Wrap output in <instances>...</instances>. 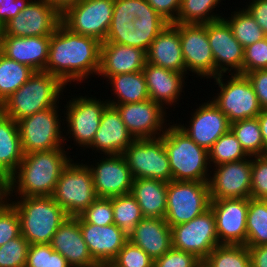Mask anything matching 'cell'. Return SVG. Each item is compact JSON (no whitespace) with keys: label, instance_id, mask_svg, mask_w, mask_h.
Instances as JSON below:
<instances>
[{"label":"cell","instance_id":"6f0895ef","mask_svg":"<svg viewBox=\"0 0 267 267\" xmlns=\"http://www.w3.org/2000/svg\"><path fill=\"white\" fill-rule=\"evenodd\" d=\"M247 247L251 256V267H267V245Z\"/></svg>","mask_w":267,"mask_h":267},{"label":"cell","instance_id":"7a4b0ae2","mask_svg":"<svg viewBox=\"0 0 267 267\" xmlns=\"http://www.w3.org/2000/svg\"><path fill=\"white\" fill-rule=\"evenodd\" d=\"M70 149L68 146L67 151L62 147L25 154L10 177V197L52 196L62 171L72 160Z\"/></svg>","mask_w":267,"mask_h":267},{"label":"cell","instance_id":"b9f144b4","mask_svg":"<svg viewBox=\"0 0 267 267\" xmlns=\"http://www.w3.org/2000/svg\"><path fill=\"white\" fill-rule=\"evenodd\" d=\"M29 246L22 235L0 246V267H25Z\"/></svg>","mask_w":267,"mask_h":267},{"label":"cell","instance_id":"d6a6232c","mask_svg":"<svg viewBox=\"0 0 267 267\" xmlns=\"http://www.w3.org/2000/svg\"><path fill=\"white\" fill-rule=\"evenodd\" d=\"M169 24L151 5L142 0V12L134 19V47L147 52L156 36Z\"/></svg>","mask_w":267,"mask_h":267},{"label":"cell","instance_id":"277c9868","mask_svg":"<svg viewBox=\"0 0 267 267\" xmlns=\"http://www.w3.org/2000/svg\"><path fill=\"white\" fill-rule=\"evenodd\" d=\"M15 197H11L10 204L18 213L21 235L30 245L50 244L59 226L69 217L65 210L52 196Z\"/></svg>","mask_w":267,"mask_h":267},{"label":"cell","instance_id":"ee69618b","mask_svg":"<svg viewBox=\"0 0 267 267\" xmlns=\"http://www.w3.org/2000/svg\"><path fill=\"white\" fill-rule=\"evenodd\" d=\"M79 217L85 223L108 226L114 223L112 198H97Z\"/></svg>","mask_w":267,"mask_h":267},{"label":"cell","instance_id":"94428289","mask_svg":"<svg viewBox=\"0 0 267 267\" xmlns=\"http://www.w3.org/2000/svg\"><path fill=\"white\" fill-rule=\"evenodd\" d=\"M257 119L261 128L262 140L264 143V154H267V109H262Z\"/></svg>","mask_w":267,"mask_h":267},{"label":"cell","instance_id":"9c48e42d","mask_svg":"<svg viewBox=\"0 0 267 267\" xmlns=\"http://www.w3.org/2000/svg\"><path fill=\"white\" fill-rule=\"evenodd\" d=\"M58 108L59 105L38 111L17 122L24 155L65 147L64 128L62 129L64 119L61 120L63 116Z\"/></svg>","mask_w":267,"mask_h":267},{"label":"cell","instance_id":"5bb4252c","mask_svg":"<svg viewBox=\"0 0 267 267\" xmlns=\"http://www.w3.org/2000/svg\"><path fill=\"white\" fill-rule=\"evenodd\" d=\"M61 23V12L47 0H31L2 28L0 36H51Z\"/></svg>","mask_w":267,"mask_h":267},{"label":"cell","instance_id":"680465c9","mask_svg":"<svg viewBox=\"0 0 267 267\" xmlns=\"http://www.w3.org/2000/svg\"><path fill=\"white\" fill-rule=\"evenodd\" d=\"M10 177L0 170V208L10 203Z\"/></svg>","mask_w":267,"mask_h":267},{"label":"cell","instance_id":"816d5d0a","mask_svg":"<svg viewBox=\"0 0 267 267\" xmlns=\"http://www.w3.org/2000/svg\"><path fill=\"white\" fill-rule=\"evenodd\" d=\"M245 75L252 84L262 109H267V69L250 71Z\"/></svg>","mask_w":267,"mask_h":267},{"label":"cell","instance_id":"f6af8a7d","mask_svg":"<svg viewBox=\"0 0 267 267\" xmlns=\"http://www.w3.org/2000/svg\"><path fill=\"white\" fill-rule=\"evenodd\" d=\"M251 198L267 200V154L252 157Z\"/></svg>","mask_w":267,"mask_h":267},{"label":"cell","instance_id":"681fc988","mask_svg":"<svg viewBox=\"0 0 267 267\" xmlns=\"http://www.w3.org/2000/svg\"><path fill=\"white\" fill-rule=\"evenodd\" d=\"M142 12V0H114L111 22H133Z\"/></svg>","mask_w":267,"mask_h":267},{"label":"cell","instance_id":"9f6ffc18","mask_svg":"<svg viewBox=\"0 0 267 267\" xmlns=\"http://www.w3.org/2000/svg\"><path fill=\"white\" fill-rule=\"evenodd\" d=\"M248 3L244 8L250 13L267 35V0H251Z\"/></svg>","mask_w":267,"mask_h":267},{"label":"cell","instance_id":"4dcf8cb0","mask_svg":"<svg viewBox=\"0 0 267 267\" xmlns=\"http://www.w3.org/2000/svg\"><path fill=\"white\" fill-rule=\"evenodd\" d=\"M23 156L18 123L0 111V170L11 177Z\"/></svg>","mask_w":267,"mask_h":267},{"label":"cell","instance_id":"be15d7a7","mask_svg":"<svg viewBox=\"0 0 267 267\" xmlns=\"http://www.w3.org/2000/svg\"><path fill=\"white\" fill-rule=\"evenodd\" d=\"M198 267H208L204 262H201V264Z\"/></svg>","mask_w":267,"mask_h":267},{"label":"cell","instance_id":"8d00e7d4","mask_svg":"<svg viewBox=\"0 0 267 267\" xmlns=\"http://www.w3.org/2000/svg\"><path fill=\"white\" fill-rule=\"evenodd\" d=\"M246 246L267 245V200L248 198Z\"/></svg>","mask_w":267,"mask_h":267},{"label":"cell","instance_id":"e575fe53","mask_svg":"<svg viewBox=\"0 0 267 267\" xmlns=\"http://www.w3.org/2000/svg\"><path fill=\"white\" fill-rule=\"evenodd\" d=\"M223 0H181L177 20L178 24H205L221 19L222 12L214 13Z\"/></svg>","mask_w":267,"mask_h":267},{"label":"cell","instance_id":"f1b7e54d","mask_svg":"<svg viewBox=\"0 0 267 267\" xmlns=\"http://www.w3.org/2000/svg\"><path fill=\"white\" fill-rule=\"evenodd\" d=\"M128 240L155 261L172 248L171 227L164 218L144 217L134 227Z\"/></svg>","mask_w":267,"mask_h":267},{"label":"cell","instance_id":"2e32d148","mask_svg":"<svg viewBox=\"0 0 267 267\" xmlns=\"http://www.w3.org/2000/svg\"><path fill=\"white\" fill-rule=\"evenodd\" d=\"M129 133L134 139L161 137L168 125L166 109L151 99L137 103L115 105ZM166 122V123H165Z\"/></svg>","mask_w":267,"mask_h":267},{"label":"cell","instance_id":"bcb514c9","mask_svg":"<svg viewBox=\"0 0 267 267\" xmlns=\"http://www.w3.org/2000/svg\"><path fill=\"white\" fill-rule=\"evenodd\" d=\"M267 69V37L244 48L243 75Z\"/></svg>","mask_w":267,"mask_h":267},{"label":"cell","instance_id":"91938a15","mask_svg":"<svg viewBox=\"0 0 267 267\" xmlns=\"http://www.w3.org/2000/svg\"><path fill=\"white\" fill-rule=\"evenodd\" d=\"M48 267H71L68 261L59 252L52 249L50 244Z\"/></svg>","mask_w":267,"mask_h":267},{"label":"cell","instance_id":"6125c7cd","mask_svg":"<svg viewBox=\"0 0 267 267\" xmlns=\"http://www.w3.org/2000/svg\"><path fill=\"white\" fill-rule=\"evenodd\" d=\"M60 12H62L68 6L79 2L80 0H47Z\"/></svg>","mask_w":267,"mask_h":267},{"label":"cell","instance_id":"d6986e66","mask_svg":"<svg viewBox=\"0 0 267 267\" xmlns=\"http://www.w3.org/2000/svg\"><path fill=\"white\" fill-rule=\"evenodd\" d=\"M101 156L96 163L88 165L93 175L97 197L113 198L130 194L133 177L123 155L110 154Z\"/></svg>","mask_w":267,"mask_h":267},{"label":"cell","instance_id":"f35d334b","mask_svg":"<svg viewBox=\"0 0 267 267\" xmlns=\"http://www.w3.org/2000/svg\"><path fill=\"white\" fill-rule=\"evenodd\" d=\"M113 218L116 224L127 236L144 218L137 200L130 194L112 198Z\"/></svg>","mask_w":267,"mask_h":267},{"label":"cell","instance_id":"e0dca14e","mask_svg":"<svg viewBox=\"0 0 267 267\" xmlns=\"http://www.w3.org/2000/svg\"><path fill=\"white\" fill-rule=\"evenodd\" d=\"M251 158L213 166L208 182L210 200L251 198Z\"/></svg>","mask_w":267,"mask_h":267},{"label":"cell","instance_id":"ac0fdd59","mask_svg":"<svg viewBox=\"0 0 267 267\" xmlns=\"http://www.w3.org/2000/svg\"><path fill=\"white\" fill-rule=\"evenodd\" d=\"M220 245H246L248 198L211 200Z\"/></svg>","mask_w":267,"mask_h":267},{"label":"cell","instance_id":"8992f818","mask_svg":"<svg viewBox=\"0 0 267 267\" xmlns=\"http://www.w3.org/2000/svg\"><path fill=\"white\" fill-rule=\"evenodd\" d=\"M213 79L220 89L214 98L209 99L227 116L230 123L256 118L260 114L262 107L246 75L220 74Z\"/></svg>","mask_w":267,"mask_h":267},{"label":"cell","instance_id":"7bdbcfd3","mask_svg":"<svg viewBox=\"0 0 267 267\" xmlns=\"http://www.w3.org/2000/svg\"><path fill=\"white\" fill-rule=\"evenodd\" d=\"M109 265L111 267H154V260L128 240Z\"/></svg>","mask_w":267,"mask_h":267},{"label":"cell","instance_id":"74e56055","mask_svg":"<svg viewBox=\"0 0 267 267\" xmlns=\"http://www.w3.org/2000/svg\"><path fill=\"white\" fill-rule=\"evenodd\" d=\"M230 130L248 156L264 155V143L257 117L232 122Z\"/></svg>","mask_w":267,"mask_h":267},{"label":"cell","instance_id":"ffe728a7","mask_svg":"<svg viewBox=\"0 0 267 267\" xmlns=\"http://www.w3.org/2000/svg\"><path fill=\"white\" fill-rule=\"evenodd\" d=\"M207 36L214 57L215 77L220 74H243L244 47L234 37L223 19L207 23Z\"/></svg>","mask_w":267,"mask_h":267},{"label":"cell","instance_id":"60d3db41","mask_svg":"<svg viewBox=\"0 0 267 267\" xmlns=\"http://www.w3.org/2000/svg\"><path fill=\"white\" fill-rule=\"evenodd\" d=\"M208 154L211 169L213 166L241 161L249 157L231 130L223 134L212 145L208 150Z\"/></svg>","mask_w":267,"mask_h":267},{"label":"cell","instance_id":"52a82bcc","mask_svg":"<svg viewBox=\"0 0 267 267\" xmlns=\"http://www.w3.org/2000/svg\"><path fill=\"white\" fill-rule=\"evenodd\" d=\"M88 164L72 158L56 183L52 198L69 217L79 216L98 198Z\"/></svg>","mask_w":267,"mask_h":267},{"label":"cell","instance_id":"7dc6e473","mask_svg":"<svg viewBox=\"0 0 267 267\" xmlns=\"http://www.w3.org/2000/svg\"><path fill=\"white\" fill-rule=\"evenodd\" d=\"M20 235L21 227L18 213L9 203L0 208V246Z\"/></svg>","mask_w":267,"mask_h":267},{"label":"cell","instance_id":"836d02e7","mask_svg":"<svg viewBox=\"0 0 267 267\" xmlns=\"http://www.w3.org/2000/svg\"><path fill=\"white\" fill-rule=\"evenodd\" d=\"M34 72L29 66L9 59L0 52V105L27 82Z\"/></svg>","mask_w":267,"mask_h":267},{"label":"cell","instance_id":"11a10c76","mask_svg":"<svg viewBox=\"0 0 267 267\" xmlns=\"http://www.w3.org/2000/svg\"><path fill=\"white\" fill-rule=\"evenodd\" d=\"M31 0H0V28L20 13Z\"/></svg>","mask_w":267,"mask_h":267},{"label":"cell","instance_id":"5b68a950","mask_svg":"<svg viewBox=\"0 0 267 267\" xmlns=\"http://www.w3.org/2000/svg\"><path fill=\"white\" fill-rule=\"evenodd\" d=\"M172 180L209 182L211 166L208 150L198 146L176 123L163 134ZM210 168V169H209Z\"/></svg>","mask_w":267,"mask_h":267},{"label":"cell","instance_id":"f546056e","mask_svg":"<svg viewBox=\"0 0 267 267\" xmlns=\"http://www.w3.org/2000/svg\"><path fill=\"white\" fill-rule=\"evenodd\" d=\"M131 195L137 200L144 217L165 218L167 182L151 179H133Z\"/></svg>","mask_w":267,"mask_h":267},{"label":"cell","instance_id":"c3c4849f","mask_svg":"<svg viewBox=\"0 0 267 267\" xmlns=\"http://www.w3.org/2000/svg\"><path fill=\"white\" fill-rule=\"evenodd\" d=\"M201 262L193 254L172 247L154 261V267H198Z\"/></svg>","mask_w":267,"mask_h":267},{"label":"cell","instance_id":"db71d44e","mask_svg":"<svg viewBox=\"0 0 267 267\" xmlns=\"http://www.w3.org/2000/svg\"><path fill=\"white\" fill-rule=\"evenodd\" d=\"M49 244H32L29 246L25 267H48Z\"/></svg>","mask_w":267,"mask_h":267},{"label":"cell","instance_id":"cb8c5ba5","mask_svg":"<svg viewBox=\"0 0 267 267\" xmlns=\"http://www.w3.org/2000/svg\"><path fill=\"white\" fill-rule=\"evenodd\" d=\"M142 72L145 76L149 98L153 102L161 104L165 109L179 104L181 93L186 87V73H179L147 62Z\"/></svg>","mask_w":267,"mask_h":267},{"label":"cell","instance_id":"6da1fadb","mask_svg":"<svg viewBox=\"0 0 267 267\" xmlns=\"http://www.w3.org/2000/svg\"><path fill=\"white\" fill-rule=\"evenodd\" d=\"M100 46L97 39L74 33L60 23L50 36L44 71L57 76L65 85L83 83L89 76L98 74Z\"/></svg>","mask_w":267,"mask_h":267},{"label":"cell","instance_id":"d590c367","mask_svg":"<svg viewBox=\"0 0 267 267\" xmlns=\"http://www.w3.org/2000/svg\"><path fill=\"white\" fill-rule=\"evenodd\" d=\"M235 9L236 11L231 12L230 17L223 16L222 18L228 23L234 37L244 48L267 37L260 25L244 7L243 9Z\"/></svg>","mask_w":267,"mask_h":267},{"label":"cell","instance_id":"3957f363","mask_svg":"<svg viewBox=\"0 0 267 267\" xmlns=\"http://www.w3.org/2000/svg\"><path fill=\"white\" fill-rule=\"evenodd\" d=\"M66 85L45 71H35L17 91L0 105V111L15 122L59 104ZM60 98V99H59Z\"/></svg>","mask_w":267,"mask_h":267},{"label":"cell","instance_id":"7402d4cb","mask_svg":"<svg viewBox=\"0 0 267 267\" xmlns=\"http://www.w3.org/2000/svg\"><path fill=\"white\" fill-rule=\"evenodd\" d=\"M75 218L80 224L83 239L93 259L101 267L110 264L128 241V236L114 223L99 226L85 223L79 216Z\"/></svg>","mask_w":267,"mask_h":267},{"label":"cell","instance_id":"e7e4bbea","mask_svg":"<svg viewBox=\"0 0 267 267\" xmlns=\"http://www.w3.org/2000/svg\"><path fill=\"white\" fill-rule=\"evenodd\" d=\"M103 267H111L109 264H107V265H104Z\"/></svg>","mask_w":267,"mask_h":267},{"label":"cell","instance_id":"4316f807","mask_svg":"<svg viewBox=\"0 0 267 267\" xmlns=\"http://www.w3.org/2000/svg\"><path fill=\"white\" fill-rule=\"evenodd\" d=\"M146 52L118 43H101L98 78L108 79L117 74L139 72L144 69Z\"/></svg>","mask_w":267,"mask_h":267},{"label":"cell","instance_id":"ba28073f","mask_svg":"<svg viewBox=\"0 0 267 267\" xmlns=\"http://www.w3.org/2000/svg\"><path fill=\"white\" fill-rule=\"evenodd\" d=\"M87 97L79 95L74 96L64 105V130L65 145L68 138L76 144L75 146L85 149L92 144L95 134L100 126L102 113L109 104L107 100L97 99L96 96ZM105 100V101H104ZM66 115V116H65ZM66 119V120H65ZM67 129V131H66ZM70 134V135H69ZM68 136V138H67Z\"/></svg>","mask_w":267,"mask_h":267},{"label":"cell","instance_id":"603a6c76","mask_svg":"<svg viewBox=\"0 0 267 267\" xmlns=\"http://www.w3.org/2000/svg\"><path fill=\"white\" fill-rule=\"evenodd\" d=\"M50 245L71 267H101L91 256L75 217H68L59 226Z\"/></svg>","mask_w":267,"mask_h":267},{"label":"cell","instance_id":"1f68e13d","mask_svg":"<svg viewBox=\"0 0 267 267\" xmlns=\"http://www.w3.org/2000/svg\"><path fill=\"white\" fill-rule=\"evenodd\" d=\"M106 81H109L108 84L111 85V91H113L111 94L114 96V99L113 97L106 99L109 105L137 103L150 99L145 76L142 71L117 74L110 76Z\"/></svg>","mask_w":267,"mask_h":267},{"label":"cell","instance_id":"d4e9b609","mask_svg":"<svg viewBox=\"0 0 267 267\" xmlns=\"http://www.w3.org/2000/svg\"><path fill=\"white\" fill-rule=\"evenodd\" d=\"M134 140L117 108L108 104L102 113L94 140L88 148L101 155L123 154Z\"/></svg>","mask_w":267,"mask_h":267},{"label":"cell","instance_id":"4fadbf2b","mask_svg":"<svg viewBox=\"0 0 267 267\" xmlns=\"http://www.w3.org/2000/svg\"><path fill=\"white\" fill-rule=\"evenodd\" d=\"M171 239L173 248L191 253L203 262L220 245L211 208L189 222L171 227Z\"/></svg>","mask_w":267,"mask_h":267},{"label":"cell","instance_id":"83f0119b","mask_svg":"<svg viewBox=\"0 0 267 267\" xmlns=\"http://www.w3.org/2000/svg\"><path fill=\"white\" fill-rule=\"evenodd\" d=\"M146 62L185 73L178 23H169L156 36L146 52Z\"/></svg>","mask_w":267,"mask_h":267},{"label":"cell","instance_id":"8fae6325","mask_svg":"<svg viewBox=\"0 0 267 267\" xmlns=\"http://www.w3.org/2000/svg\"><path fill=\"white\" fill-rule=\"evenodd\" d=\"M114 0H80L61 12V23L70 31L103 43L113 16Z\"/></svg>","mask_w":267,"mask_h":267},{"label":"cell","instance_id":"44dd1931","mask_svg":"<svg viewBox=\"0 0 267 267\" xmlns=\"http://www.w3.org/2000/svg\"><path fill=\"white\" fill-rule=\"evenodd\" d=\"M191 112L188 125L179 122V127L198 145L209 150L212 145L230 130V122L222 111L209 99Z\"/></svg>","mask_w":267,"mask_h":267},{"label":"cell","instance_id":"f907efd6","mask_svg":"<svg viewBox=\"0 0 267 267\" xmlns=\"http://www.w3.org/2000/svg\"><path fill=\"white\" fill-rule=\"evenodd\" d=\"M134 31L133 22H111L103 43H118L134 47Z\"/></svg>","mask_w":267,"mask_h":267},{"label":"cell","instance_id":"9a60e30c","mask_svg":"<svg viewBox=\"0 0 267 267\" xmlns=\"http://www.w3.org/2000/svg\"><path fill=\"white\" fill-rule=\"evenodd\" d=\"M179 35L185 73H194L190 76L196 74L195 77L200 79L215 78V63L207 36V23L179 24Z\"/></svg>","mask_w":267,"mask_h":267},{"label":"cell","instance_id":"f5cc1de1","mask_svg":"<svg viewBox=\"0 0 267 267\" xmlns=\"http://www.w3.org/2000/svg\"><path fill=\"white\" fill-rule=\"evenodd\" d=\"M151 7L169 23H174L181 6V0H146Z\"/></svg>","mask_w":267,"mask_h":267},{"label":"cell","instance_id":"30bf717a","mask_svg":"<svg viewBox=\"0 0 267 267\" xmlns=\"http://www.w3.org/2000/svg\"><path fill=\"white\" fill-rule=\"evenodd\" d=\"M208 182H167L165 221L170 227L189 222L210 208Z\"/></svg>","mask_w":267,"mask_h":267},{"label":"cell","instance_id":"484cf974","mask_svg":"<svg viewBox=\"0 0 267 267\" xmlns=\"http://www.w3.org/2000/svg\"><path fill=\"white\" fill-rule=\"evenodd\" d=\"M50 36H0V52L7 58L44 71L49 56Z\"/></svg>","mask_w":267,"mask_h":267},{"label":"cell","instance_id":"7c38bea8","mask_svg":"<svg viewBox=\"0 0 267 267\" xmlns=\"http://www.w3.org/2000/svg\"><path fill=\"white\" fill-rule=\"evenodd\" d=\"M133 179L151 178L172 181L169 157L163 135L151 139H135L123 152Z\"/></svg>","mask_w":267,"mask_h":267},{"label":"cell","instance_id":"ab89813d","mask_svg":"<svg viewBox=\"0 0 267 267\" xmlns=\"http://www.w3.org/2000/svg\"><path fill=\"white\" fill-rule=\"evenodd\" d=\"M208 267H251L246 245H219L203 261Z\"/></svg>","mask_w":267,"mask_h":267}]
</instances>
